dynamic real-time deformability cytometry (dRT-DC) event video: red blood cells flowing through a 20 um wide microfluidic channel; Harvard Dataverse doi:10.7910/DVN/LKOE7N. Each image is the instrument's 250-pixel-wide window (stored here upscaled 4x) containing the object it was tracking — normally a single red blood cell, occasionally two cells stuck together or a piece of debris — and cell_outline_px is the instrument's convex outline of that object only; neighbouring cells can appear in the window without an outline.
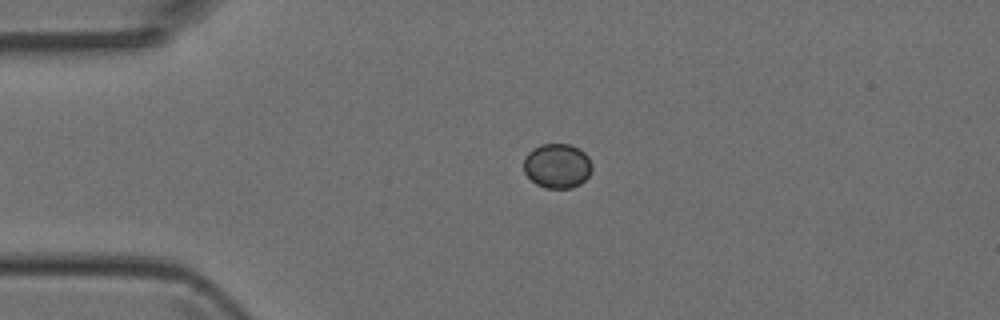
{"species": "Egyptian fruit bat (a non-hibernating species)", "species_latin": "Rousettus aegyptiacus", "temperature_condition": "room temperature", "stored_images_in_passage": 6, "camera_frame_rate_fps": 3000, "um_per_image_px": 0.085, "animal": {"sex": "female"}, "frame": {"image": 1, "passage_image": 3, "time_ms": 0.667, "image_size_px": [1000, 320], "cell_outline_px": [[592, 168], [588, 176], [580, 184], [572, 188], [544, 188], [536, 184], [524, 172], [524, 156], [532, 148], [540, 144], [568, 144], [580, 148], [588, 156], [592, 164]], "centroid_in_image_um": [47.36, 14.09], "position_along_channel_um": 37.6, "area_um2": 17.92}}
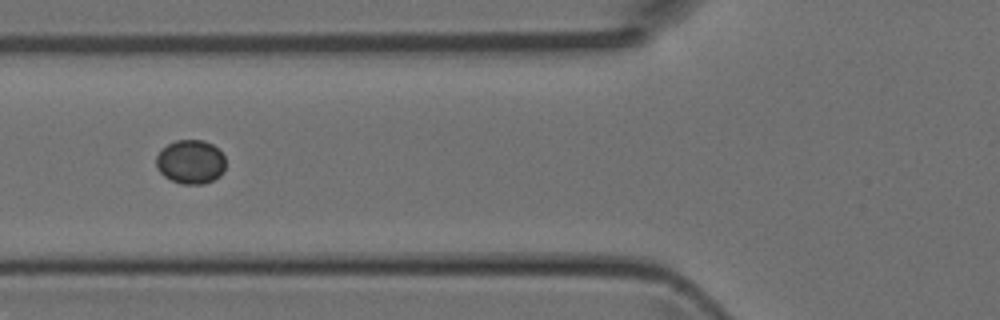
{"frame": {"image": 2, "passage_image": 5, "time_ms": 1.333, "image_size_px": [1000, 320], "cell_outline_px": [[224, 172], [220, 176], [204, 184], [180, 184], [164, 176], [156, 168], [156, 156], [160, 148], [176, 140], [204, 140], [212, 144], [224, 156]], "centroid_in_image_um": [16.17, 13.76], "position_along_channel_um": 109.6, "area_um2": 17.92}}
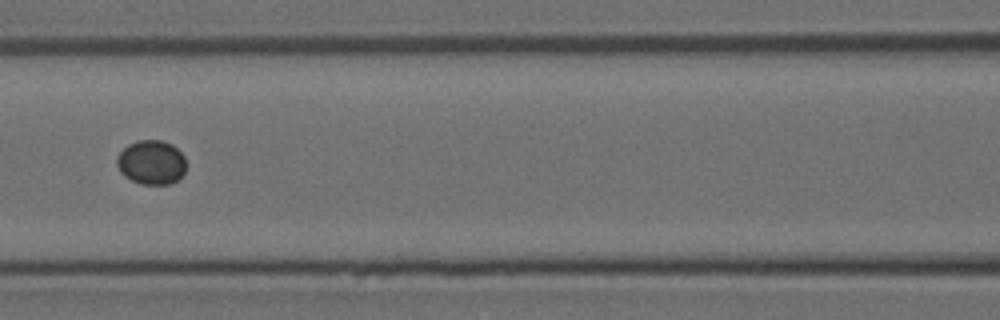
{"frame": {"image": 3, "passage_image": 6, "time_ms": 1.667, "image_size_px": [1000, 320], "cell_outline_px": [[184, 172], [172, 184], [140, 184], [124, 176], [120, 172], [116, 164], [116, 156], [128, 144], [136, 140], [160, 140], [172, 144], [184, 156]], "centroid_in_image_um": [12.83, 13.79], "position_along_channel_um": 153.8, "area_um2": 17.86}}